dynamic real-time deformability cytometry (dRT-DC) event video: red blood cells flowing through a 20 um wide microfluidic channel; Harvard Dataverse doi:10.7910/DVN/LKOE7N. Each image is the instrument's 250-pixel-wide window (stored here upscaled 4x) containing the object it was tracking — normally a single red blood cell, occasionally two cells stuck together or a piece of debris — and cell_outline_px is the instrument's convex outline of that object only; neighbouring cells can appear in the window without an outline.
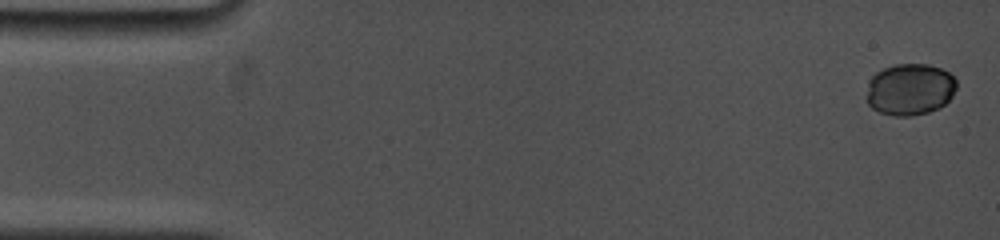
{"species": "common noctule bat (a hibernating species)", "species_latin": "Nyctalus noctula", "temperature_condition": "cold", "stored_images_in_passage": 67, "camera_frame_rate_fps": 5000, "um_per_image_px": 0.085, "animal": {"sex": "female", "body_mass_g": 19.0, "forearm_length_mm": 53.3}, "frame": {"image": 1, "passage_image": 1, "time_ms": 0.0, "image_size_px": [1000, 240], "cell_outline_px": [[956, 88], [952, 96], [940, 108], [928, 112], [912, 116], [892, 116], [880, 112], [872, 108], [868, 104], [868, 84], [872, 76], [876, 72], [884, 68], [896, 64], [928, 64], [940, 68], [948, 72], [956, 80]], "centroid_in_image_um": [77.35, 7.6], "position_along_channel_um": 7.6, "area_um2": 27.11}}
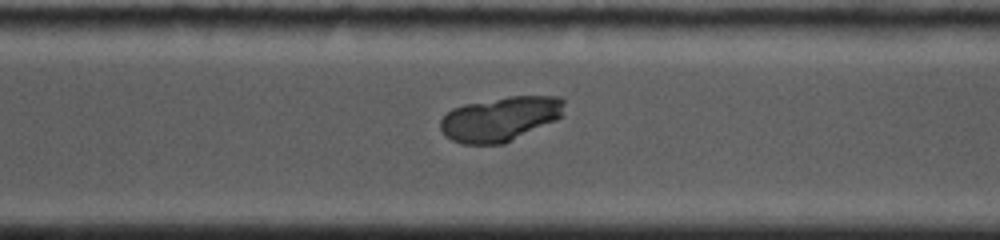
{"frame": {"image": 2, "passage_image": 57, "time_ms": 11.8, "image_size_px": [1000, 240], "cell_outline_px": [[564, 104], [560, 116], [556, 120], [504, 144], [460, 144], [444, 136], [440, 128], [440, 120], [452, 108], [464, 104], [508, 96], [560, 96], [564, 100]], "centroid_in_image_um": [42.49, 10.11], "position_along_channel_um": 328.1, "area_um2": 32.19}}
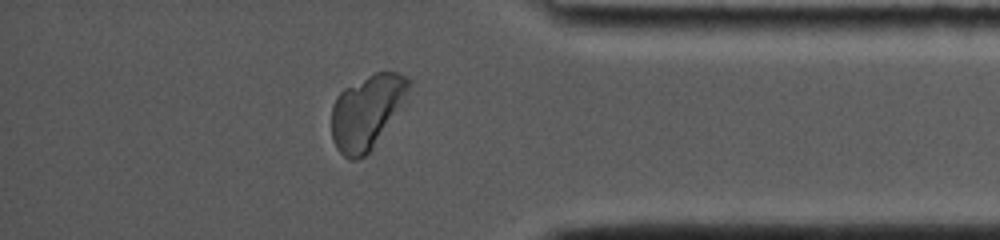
{"frame": {"image": 3, "passage_image": 65, "time_ms": 14.0, "image_size_px": [1000, 240], "cell_outline_px": [[412, 80], [400, 104], [372, 148], [364, 156], [356, 160], [352, 160], [344, 156], [336, 148], [332, 140], [332, 104], [336, 96], [344, 88], [376, 72], [396, 72]], "centroid_in_image_um": [31.1, 9.5], "position_along_channel_um": 404.1, "area_um2": 32.19}}